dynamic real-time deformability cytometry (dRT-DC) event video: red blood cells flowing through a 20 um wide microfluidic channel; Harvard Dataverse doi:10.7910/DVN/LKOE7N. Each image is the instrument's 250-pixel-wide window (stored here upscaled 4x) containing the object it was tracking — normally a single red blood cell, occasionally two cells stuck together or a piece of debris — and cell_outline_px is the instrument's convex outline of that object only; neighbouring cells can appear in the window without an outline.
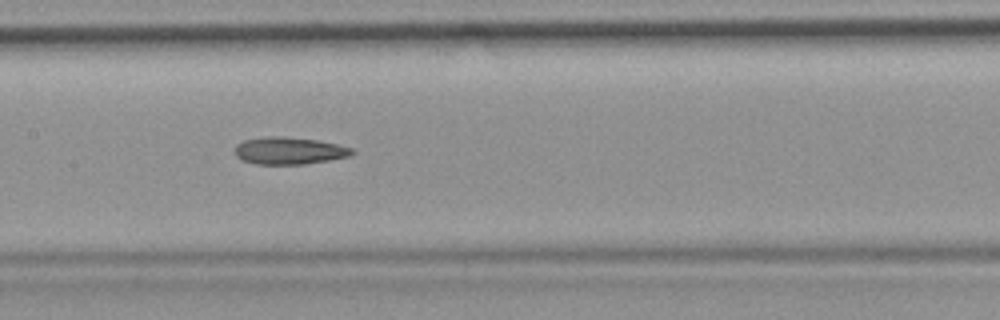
{"species": "common noctule bat (a hibernating species)", "species_latin": "Nyctalus noctula", "temperature_condition": "room temperature", "stored_images_in_passage": 49, "camera_frame_rate_fps": 3000, "um_per_image_px": 0.085, "animal": {"sex": "female", "body_mass_g": 19.9}, "frame": {"image": 1, "passage_image": 22, "time_ms": 7.0, "image_size_px": [1000, 320], "cell_outline_px": [[356, 152], [352, 156], [304, 164], [256, 164], [240, 160], [236, 156], [236, 144], [244, 140], [264, 136], [280, 136], [316, 140], [336, 144], [352, 148]], "centroid_in_image_um": [24.57, 12.81], "position_along_channel_um": 182.8, "area_um2": 18.61}}